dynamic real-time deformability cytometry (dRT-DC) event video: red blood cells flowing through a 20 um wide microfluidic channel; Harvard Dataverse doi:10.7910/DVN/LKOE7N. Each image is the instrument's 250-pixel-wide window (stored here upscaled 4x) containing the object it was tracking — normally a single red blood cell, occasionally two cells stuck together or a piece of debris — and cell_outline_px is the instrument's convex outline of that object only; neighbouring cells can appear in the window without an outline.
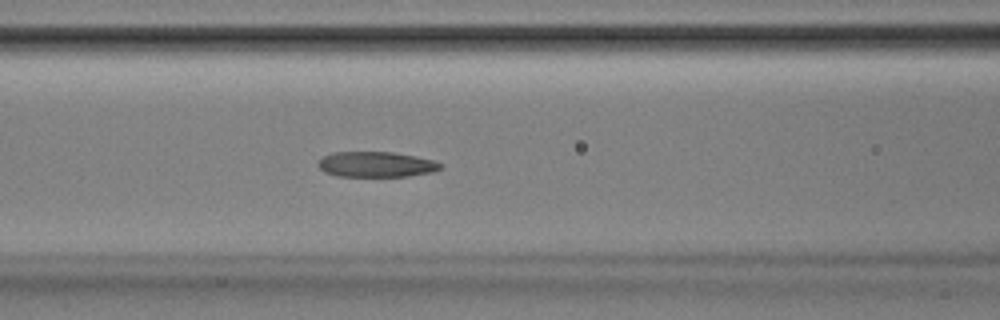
{"species": "Egyptian fruit bat (a non-hibernating species)", "species_latin": "Rousettus aegyptiacus", "temperature_condition": "room temperature", "stored_images_in_passage": 53, "camera_frame_rate_fps": 3000, "um_per_image_px": 0.085, "animal": {"sex": "male"}, "frame": {"image": 1, "passage_image": 23, "time_ms": 7.333, "image_size_px": [1000, 320], "cell_outline_px": [[444, 164], [440, 168], [432, 172], [408, 176], [336, 176], [324, 172], [316, 164], [324, 156], [332, 152], [392, 152], [416, 156], [432, 160]], "centroid_in_image_um": [31.96, 13.97], "position_along_channel_um": 134.6, "area_um2": 18.09}}
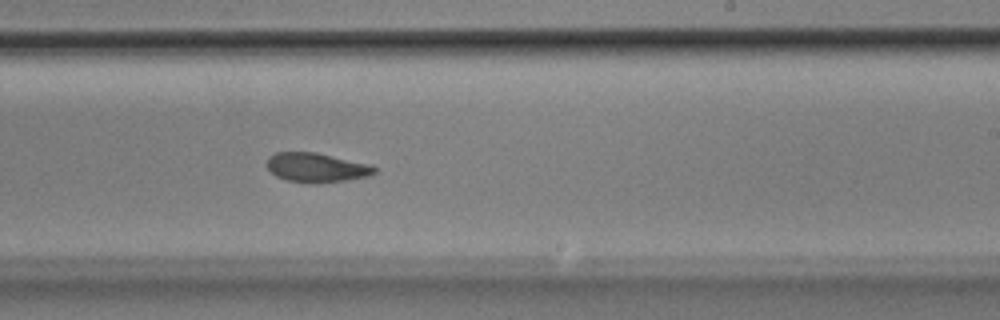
{"frame": {"image": 2, "passage_image": 33, "time_ms": 10.667, "image_size_px": [1000, 320], "cell_outline_px": [[376, 172], [368, 176], [348, 180], [316, 184], [308, 184], [288, 180], [276, 176], [268, 168], [268, 156], [276, 152], [316, 152], [372, 164], [376, 168]], "centroid_in_image_um": [26.93, 14.25], "position_along_channel_um": 262.1, "area_um2": 18.61}}
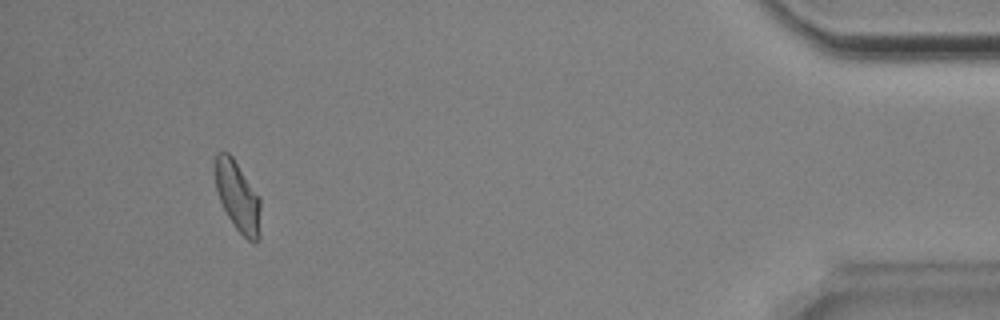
{"frame": {"image": 3, "passage_image": 50, "time_ms": 16.333, "image_size_px": [1000, 320], "cell_outline_px": [[260, 240], [248, 240], [236, 228], [228, 216], [220, 200], [216, 188], [216, 152], [228, 152], [232, 156], [260, 196]], "centroid_in_image_um": [20.24, 16.7], "position_along_channel_um": 415.0, "area_um2": 18.32}, "authors_computed_cell_mechanics": {"area_um2": 18.8428, "velocity_mm_per_s": 3.8377, "shape_relaxation_time_tau1_ms": 9.2341, "shape_relaxation_time_tau2_ms": 3.8428, "deformation_change_tau1": 0.2438, "deformation_change_tau2": 0.1}}